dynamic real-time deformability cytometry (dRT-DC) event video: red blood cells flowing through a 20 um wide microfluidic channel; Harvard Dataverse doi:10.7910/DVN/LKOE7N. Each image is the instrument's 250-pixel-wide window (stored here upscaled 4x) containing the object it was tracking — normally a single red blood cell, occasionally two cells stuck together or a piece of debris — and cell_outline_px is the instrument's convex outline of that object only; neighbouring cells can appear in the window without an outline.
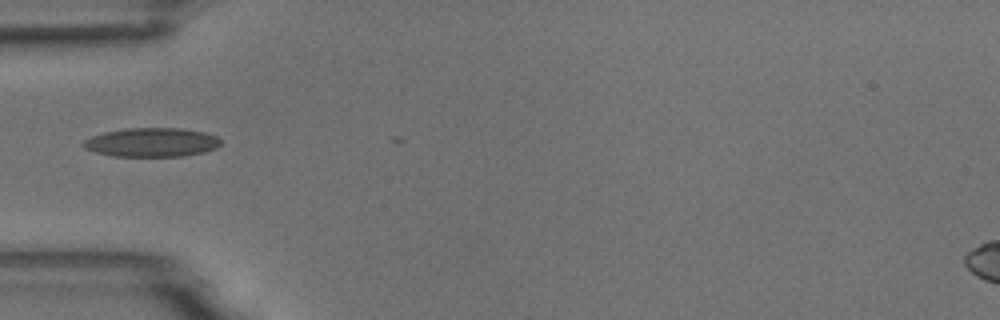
{"species": "common noctule bat (a hibernating species)", "species_latin": "Nyctalus noctula", "temperature_condition": "room temperature", "stored_images_in_passage": 6, "camera_frame_rate_fps": 3000, "um_per_image_px": 0.085, "animal": {"sex": "male", "body_mass_g": 18.8}, "frame": {"image": 1, "passage_image": 5, "time_ms": 4.333, "image_size_px": [1000, 320], "cell_outline_px": [[220, 144], [216, 148], [204, 152], [184, 156], [116, 156], [96, 152], [84, 148], [80, 144], [84, 140], [92, 136], [104, 132], [128, 128], [180, 128], [204, 132], [216, 136], [220, 140]], "centroid_in_image_um": [12.89, 12.1], "position_along_channel_um": 72.1, "area_um2": 23.12}}